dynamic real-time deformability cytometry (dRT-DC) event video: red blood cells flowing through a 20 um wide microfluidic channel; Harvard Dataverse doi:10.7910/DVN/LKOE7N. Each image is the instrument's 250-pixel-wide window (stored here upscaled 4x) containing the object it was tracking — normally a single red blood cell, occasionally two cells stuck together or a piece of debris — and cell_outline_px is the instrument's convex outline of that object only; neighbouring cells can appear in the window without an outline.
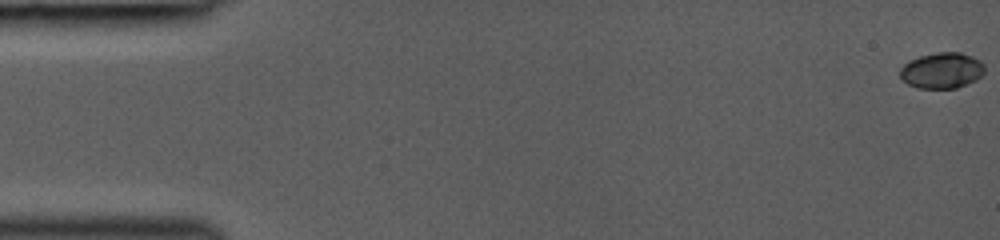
{"species": "common noctule bat (a hibernating species)", "species_latin": "Nyctalus noctula", "temperature_condition": "room temperature", "stored_images_in_passage": 45, "camera_frame_rate_fps": 3000, "um_per_image_px": 0.085, "animal": {"sex": "female", "body_mass_g": 19.0, "forearm_length_mm": 53.3}, "frame": {"image": 1, "passage_image": 1, "time_ms": 0.0, "image_size_px": [1000, 240], "cell_outline_px": [[984, 72], [976, 80], [956, 88], [916, 88], [900, 80], [900, 68], [904, 64], [920, 56], [936, 52], [960, 52], [972, 56], [980, 60], [984, 64]], "centroid_in_image_um": [80.05, 5.99], "position_along_channel_um": 5.0, "area_um2": 17.74}}
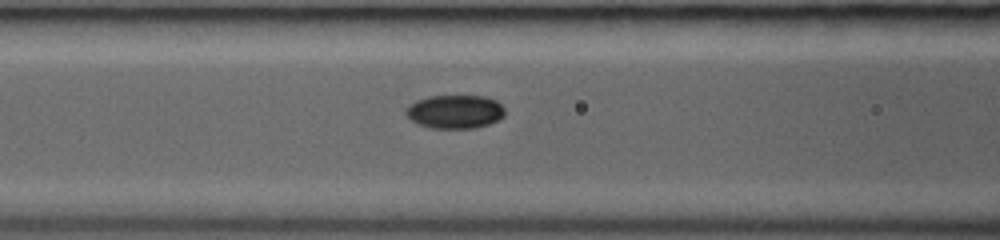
{"frame": {"image": 2, "passage_image": 20, "time_ms": 6.333, "image_size_px": [1000, 240], "cell_outline_px": [[504, 116], [488, 124], [476, 128], [432, 128], [416, 124], [404, 112], [404, 108], [408, 104], [416, 100], [428, 96], [484, 96], [496, 100], [504, 108]], "centroid_in_image_um": [38.62, 9.49], "position_along_channel_um": 128.0, "area_um2": 19.48}}
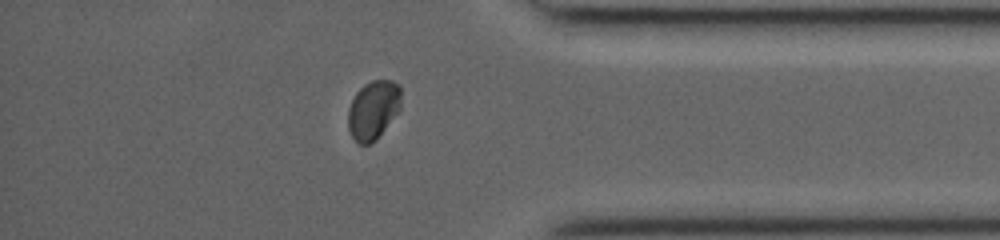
{"frame": {"image": 3, "passage_image": 39, "time_ms": 12.667, "image_size_px": [1000, 240], "cell_outline_px": [[400, 108], [376, 140], [368, 144], [360, 144], [352, 136], [348, 128], [348, 108], [356, 92], [364, 84], [372, 80], [392, 80], [400, 84]], "centroid_in_image_um": [31.72, 9.32], "position_along_channel_um": 403.5, "area_um2": 18.03}}